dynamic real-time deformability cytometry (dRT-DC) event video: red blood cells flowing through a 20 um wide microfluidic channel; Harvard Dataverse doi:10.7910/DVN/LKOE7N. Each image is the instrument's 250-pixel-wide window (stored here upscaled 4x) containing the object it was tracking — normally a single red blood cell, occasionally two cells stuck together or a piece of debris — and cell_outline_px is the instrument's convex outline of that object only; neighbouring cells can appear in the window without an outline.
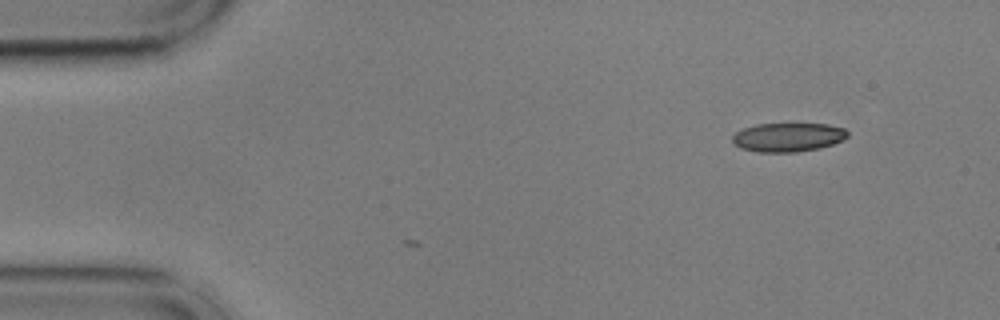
{"species": "common noctule bat (a hibernating species)", "species_latin": "Nyctalus noctula", "temperature_condition": "cold", "stored_images_in_passage": 4, "camera_frame_rate_fps": 3000, "um_per_image_px": 0.085, "animal": {"sex": "male", "body_mass_g": 17.9, "forearm_length_mm": 54.2}, "frame": {"image": 1, "passage_image": 4, "time_ms": 1.0, "image_size_px": [1000, 320], "cell_outline_px": [[848, 136], [844, 140], [820, 148], [796, 152], [756, 152], [740, 148], [732, 144], [732, 136], [736, 132], [744, 128], [756, 124], [828, 124], [844, 128], [848, 132]], "centroid_in_image_um": [66.97, 11.67], "position_along_channel_um": 18.0, "area_um2": 19.54}}